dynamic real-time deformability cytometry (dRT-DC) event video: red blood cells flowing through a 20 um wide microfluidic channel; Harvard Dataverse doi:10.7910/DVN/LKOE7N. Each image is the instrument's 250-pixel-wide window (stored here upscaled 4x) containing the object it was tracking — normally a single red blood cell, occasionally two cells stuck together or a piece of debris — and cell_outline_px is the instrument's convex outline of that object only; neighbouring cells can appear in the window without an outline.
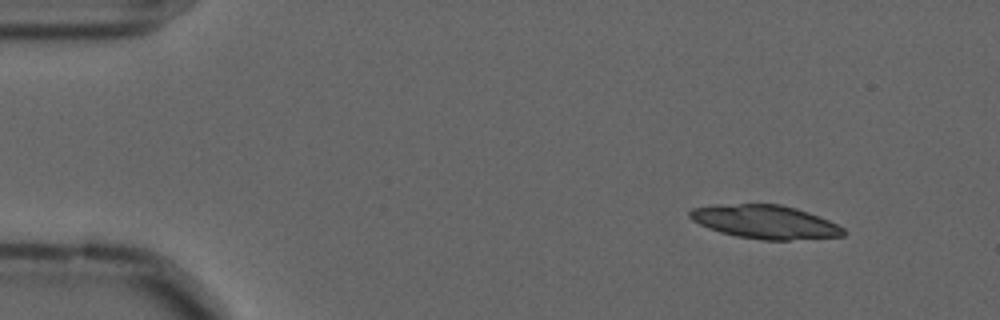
{"species": "common noctule bat (a hibernating species)", "species_latin": "Nyctalus noctula", "temperature_condition": "cold", "stored_images_in_passage": 51, "camera_frame_rate_fps": 3000, "um_per_image_px": 0.085, "animal": {"sex": "male", "forearm_length_mm": 52.5}, "frame": {"image": 1, "passage_image": 1, "time_ms": 0.0, "image_size_px": [1000, 320], "cell_outline_px": [[848, 232], [844, 236], [788, 240], [764, 240], [736, 236], [720, 232], [708, 228], [692, 220], [688, 216], [688, 212], [692, 208], [740, 204], [780, 204], [796, 208], [808, 212], [828, 220], [844, 228]], "centroid_in_image_um": [65.07, 18.87], "position_along_channel_um": 19.9, "area_um2": 29.77}}
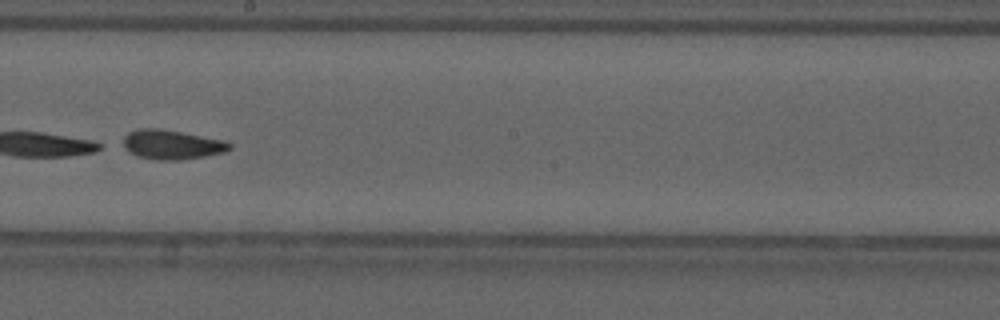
{"frame": {"image": 2, "passage_image": 27, "time_ms": 8.667, "image_size_px": [1000, 320], "cell_outline_px": [[232, 148], [224, 152], [204, 156], [180, 160], [156, 160], [140, 156], [132, 152], [124, 144], [124, 136], [128, 132], [136, 128], [160, 128], [224, 140], [232, 144]], "centroid_in_image_um": [14.64, 12.27], "position_along_channel_um": 233.6, "area_um2": 18.03}}